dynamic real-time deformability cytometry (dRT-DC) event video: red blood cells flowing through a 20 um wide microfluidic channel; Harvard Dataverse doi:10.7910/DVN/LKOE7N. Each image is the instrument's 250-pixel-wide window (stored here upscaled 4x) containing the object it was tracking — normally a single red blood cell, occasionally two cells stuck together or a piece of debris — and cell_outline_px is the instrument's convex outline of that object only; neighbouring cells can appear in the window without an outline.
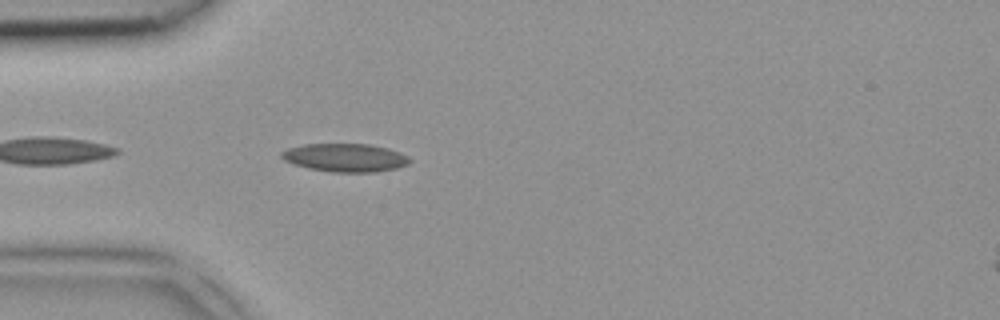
{"species": "common noctule bat (a hibernating species)", "species_latin": "Nyctalus noctula", "temperature_condition": "room temperature", "stored_images_in_passage": 4, "camera_frame_rate_fps": 3000, "um_per_image_px": 0.085, "animal": {"sex": "female", "body_mass_g": 18.4}, "frame": {"image": 1, "passage_image": 4, "time_ms": 1.0, "image_size_px": [1000, 320], "cell_outline_px": [[412, 160], [408, 164], [396, 168], [376, 172], [332, 172], [308, 168], [292, 164], [284, 160], [280, 156], [280, 152], [288, 148], [304, 144], [368, 144], [388, 148], [400, 152], [408, 156]], "centroid_in_image_um": [29.33, 13.4], "position_along_channel_um": 55.7, "area_um2": 21.21}}